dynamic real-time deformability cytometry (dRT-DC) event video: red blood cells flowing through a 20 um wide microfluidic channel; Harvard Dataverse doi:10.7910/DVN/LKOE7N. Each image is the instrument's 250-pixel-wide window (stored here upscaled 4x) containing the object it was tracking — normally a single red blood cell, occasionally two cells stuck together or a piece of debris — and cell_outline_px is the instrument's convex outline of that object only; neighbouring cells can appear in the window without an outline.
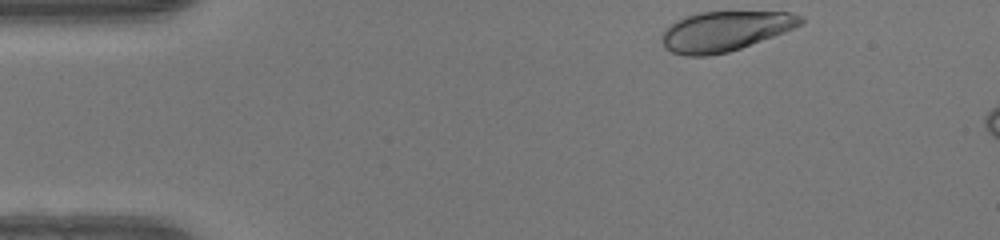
{"species": "human", "species_latin": "Homo sapiens", "temperature_condition": "warm", "stored_images_in_passage": 10, "camera_frame_rate_fps": 3000, "um_per_image_px": 0.085, "donor": {"sex": "female"}, "frame": {"image": 1, "passage_image": 1, "time_ms": 0.0, "image_size_px": [1000, 240], "cell_outline_px": [[804, 24], [784, 32], [740, 48], [728, 52], [708, 56], [684, 56], [672, 52], [664, 48], [660, 40], [660, 36], [664, 28], [668, 24], [684, 16], [696, 12], [792, 12], [800, 16], [804, 20]], "centroid_in_image_um": [61.55, 2.65], "position_along_channel_um": 23.5, "area_um2": 32.6}}